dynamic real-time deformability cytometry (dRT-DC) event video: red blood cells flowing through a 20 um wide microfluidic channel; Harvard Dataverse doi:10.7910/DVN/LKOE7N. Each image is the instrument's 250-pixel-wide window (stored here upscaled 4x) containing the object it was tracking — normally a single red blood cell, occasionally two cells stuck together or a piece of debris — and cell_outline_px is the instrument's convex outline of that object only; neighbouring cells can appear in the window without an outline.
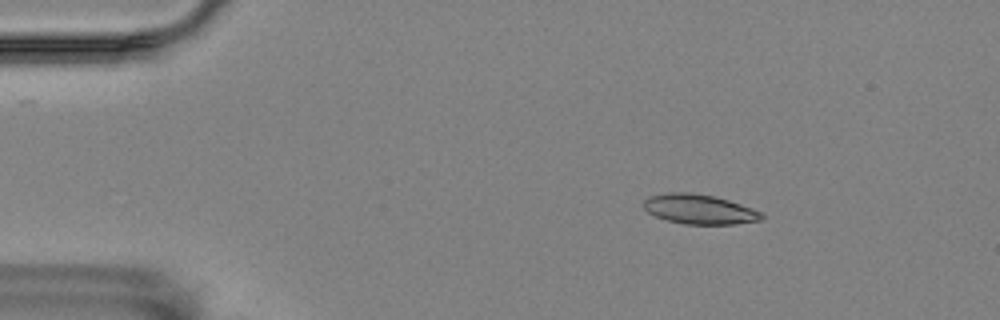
{"species": "Egyptian fruit bat (a non-hibernating species)", "species_latin": "Rousettus aegyptiacus", "temperature_condition": "room temperature", "stored_images_in_passage": 58, "camera_frame_rate_fps": 3000, "um_per_image_px": 0.085, "animal": {"sex": "female"}, "frame": {"image": 1, "passage_image": 9, "time_ms": 2.667, "image_size_px": [1000, 320], "cell_outline_px": [[764, 216], [760, 220], [736, 224], [684, 224], [668, 220], [656, 216], [648, 212], [644, 208], [644, 200], [648, 196], [668, 192], [692, 192], [712, 196], [728, 200], [764, 212]], "centroid_in_image_um": [59.45, 17.78], "position_along_channel_um": 25.6, "area_um2": 20.4}}
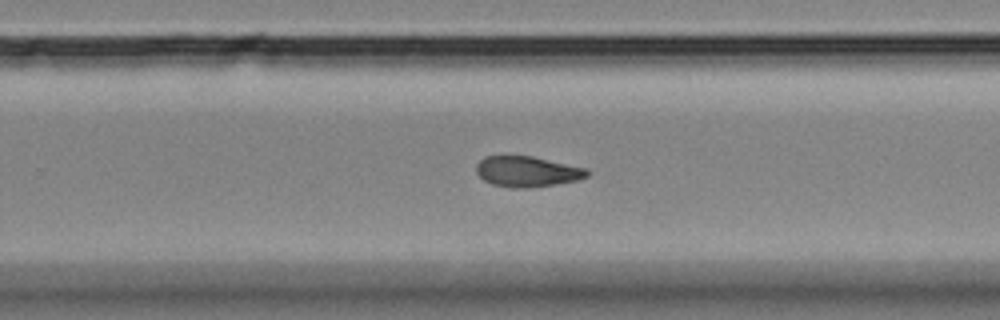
{"frame": {"image": 2, "passage_image": 37, "time_ms": 12.0, "image_size_px": [1000, 320], "cell_outline_px": [[588, 176], [580, 180], [532, 188], [512, 188], [492, 184], [484, 180], [476, 172], [476, 164], [484, 156], [532, 156], [588, 168]], "centroid_in_image_um": [44.83, 14.59], "position_along_channel_um": 285.0, "area_um2": 19.94}}
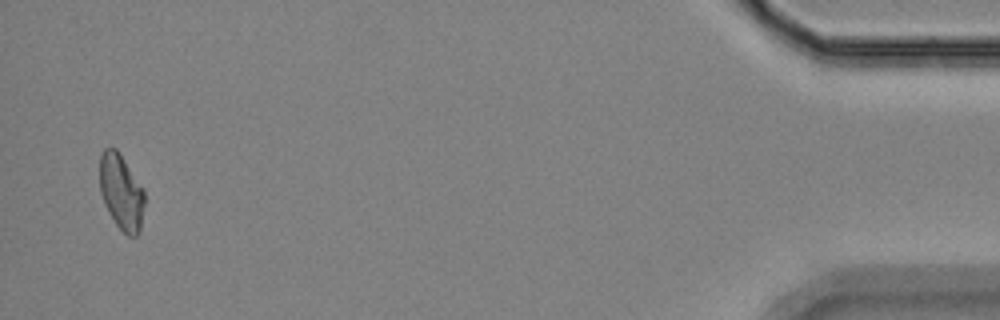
{"frame": {"image": 3, "passage_image": 56, "time_ms": 18.333, "image_size_px": [1000, 320], "cell_outline_px": [[144, 204], [140, 232], [136, 236], [128, 236], [116, 224], [108, 212], [104, 204], [100, 192], [100, 156], [104, 148], [116, 148], [144, 188]], "centroid_in_image_um": [10.31, 16.32], "position_along_channel_um": 424.9, "area_um2": 19.77}}